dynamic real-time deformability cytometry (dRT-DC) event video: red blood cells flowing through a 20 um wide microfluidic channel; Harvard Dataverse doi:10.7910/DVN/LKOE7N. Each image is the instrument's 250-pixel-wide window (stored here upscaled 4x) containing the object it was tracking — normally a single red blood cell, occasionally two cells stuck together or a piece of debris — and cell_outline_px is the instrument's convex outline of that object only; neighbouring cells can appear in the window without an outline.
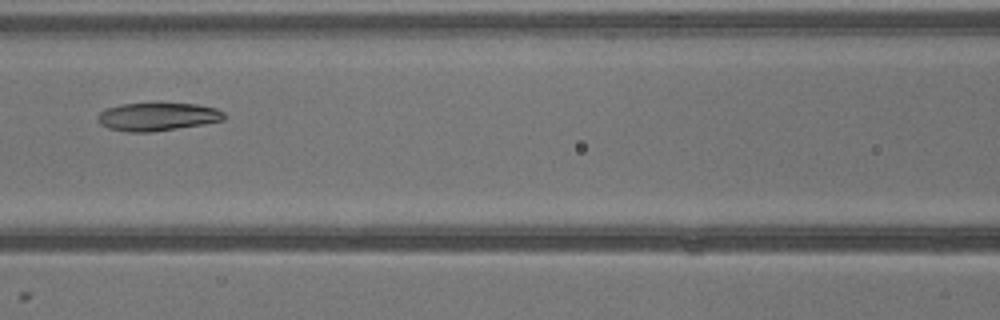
{"species": "common noctule bat (a hibernating species)", "species_latin": "Nyctalus noctula", "temperature_condition": "warm", "stored_images_in_passage": 5, "camera_frame_rate_fps": 3000, "um_per_image_px": 0.085, "animal": {"sex": "male", "body_mass_g": 13.3}, "frame": {"image": 1, "passage_image": 5, "time_ms": 1.333, "image_size_px": [1000, 320], "cell_outline_px": [[224, 120], [204, 124], [152, 132], [128, 132], [108, 128], [100, 124], [96, 116], [100, 112], [108, 108], [120, 104], [152, 100], [160, 100], [196, 104], [216, 108], [224, 112]], "centroid_in_image_um": [13.38, 9.86], "position_along_channel_um": 153.2, "area_um2": 21.73}}